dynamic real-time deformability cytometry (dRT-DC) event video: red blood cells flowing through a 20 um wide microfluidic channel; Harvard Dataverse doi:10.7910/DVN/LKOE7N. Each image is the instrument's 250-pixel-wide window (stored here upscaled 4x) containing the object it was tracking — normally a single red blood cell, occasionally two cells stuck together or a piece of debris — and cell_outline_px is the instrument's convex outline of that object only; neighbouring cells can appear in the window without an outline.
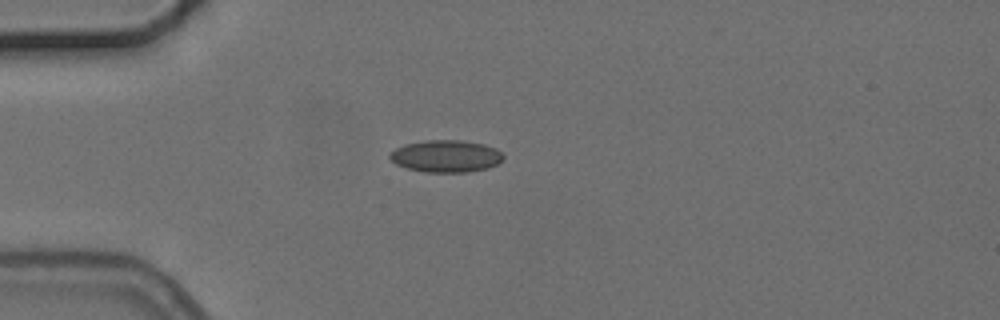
{"species": "common noctule bat (a hibernating species)", "species_latin": "Nyctalus noctula", "temperature_condition": "cold", "stored_images_in_passage": 6, "camera_frame_rate_fps": 3000, "um_per_image_px": 0.085, "animal": {"sex": "female", "body_mass_g": 24.6, "forearm_length_mm": 56.2}, "frame": {"image": 1, "passage_image": 3, "time_ms": 3.333, "image_size_px": [1000, 320], "cell_outline_px": [[504, 160], [500, 164], [488, 168], [468, 172], [424, 172], [408, 168], [396, 164], [388, 156], [388, 152], [404, 144], [428, 140], [460, 140], [484, 144], [496, 148], [504, 156]], "centroid_in_image_um": [37.93, 13.27], "position_along_channel_um": 47.1, "area_um2": 21.44}}
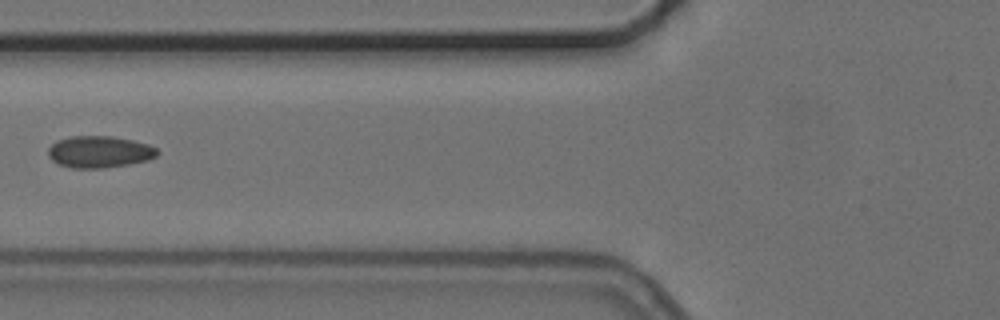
{"frame": {"image": 2, "passage_image": 5, "time_ms": 5.667, "image_size_px": [1000, 320], "cell_outline_px": [[160, 152], [156, 156], [148, 160], [128, 164], [104, 168], [72, 168], [60, 164], [52, 160], [48, 156], [48, 148], [56, 140], [72, 136], [112, 136], [132, 140], [148, 144], [156, 148]], "centroid_in_image_um": [8.45, 12.9], "position_along_channel_um": 117.4, "area_um2": 20.23}}
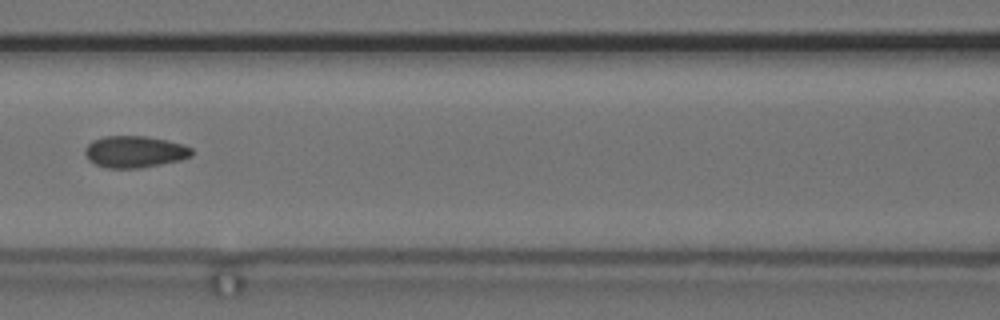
{"frame": {"image": 3, "passage_image": 6, "time_ms": 6.667, "image_size_px": [1000, 320], "cell_outline_px": [[192, 156], [180, 160], [140, 168], [104, 168], [88, 160], [84, 152], [84, 148], [92, 140], [104, 136], [144, 136], [184, 144], [192, 148]], "centroid_in_image_um": [11.42, 12.9], "position_along_channel_um": 155.2, "area_um2": 19.77}}